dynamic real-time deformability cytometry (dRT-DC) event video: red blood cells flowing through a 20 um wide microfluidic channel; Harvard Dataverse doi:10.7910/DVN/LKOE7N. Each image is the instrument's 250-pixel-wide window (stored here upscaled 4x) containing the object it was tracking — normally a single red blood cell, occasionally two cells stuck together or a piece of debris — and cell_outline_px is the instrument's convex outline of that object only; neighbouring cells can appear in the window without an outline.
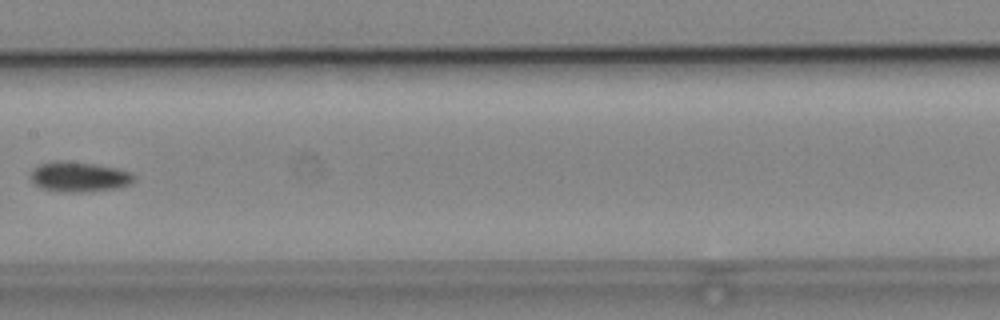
{"species": "common noctule bat (a hibernating species)", "species_latin": "Nyctalus noctula", "temperature_condition": "cold", "stored_images_in_passage": 8, "camera_frame_rate_fps": 3000, "um_per_image_px": 0.085, "animal": {"sex": "male", "body_mass_g": 19.2, "forearm_length_mm": 51.8}, "frame": {"image": 1, "passage_image": 7, "time_ms": 2.0, "image_size_px": [1000, 320], "cell_outline_px": [[136, 180], [132, 184], [116, 188], [80, 192], [72, 192], [40, 188], [28, 176], [40, 164], [56, 160], [60, 160], [96, 164], [116, 168], [132, 172], [136, 176]], "centroid_in_image_um": [6.78, 15.02], "position_along_channel_um": 200.6, "area_um2": 18.09}}
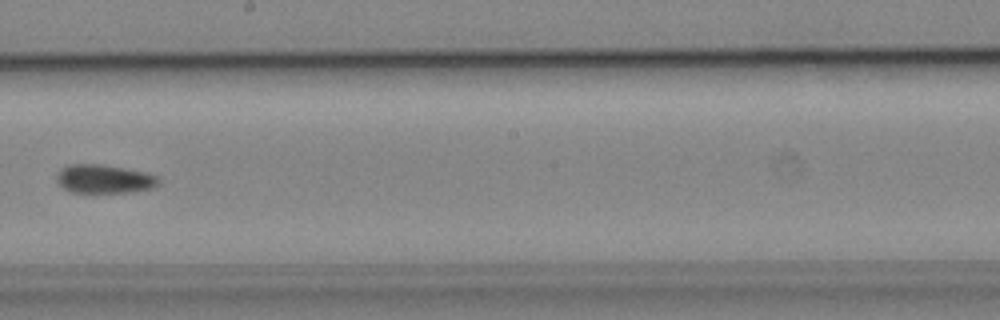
{"frame": {"image": 2, "passage_image": 8, "time_ms": 2.333, "image_size_px": [1000, 320], "cell_outline_px": [[160, 184], [156, 188], [128, 192], [72, 192], [64, 188], [56, 180], [56, 176], [68, 164], [100, 164], [148, 172], [156, 176], [160, 180]], "centroid_in_image_um": [8.92, 15.21], "position_along_channel_um": 239.3, "area_um2": 16.99}}